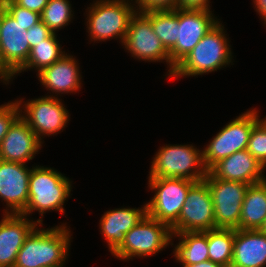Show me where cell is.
Segmentation results:
<instances>
[{"instance_id":"9","label":"cell","mask_w":266,"mask_h":267,"mask_svg":"<svg viewBox=\"0 0 266 267\" xmlns=\"http://www.w3.org/2000/svg\"><path fill=\"white\" fill-rule=\"evenodd\" d=\"M16 101L20 108V117L42 143H44L42 141L44 137L63 132L66 124L69 123V111L58 97L45 95L26 102L22 98Z\"/></svg>"},{"instance_id":"22","label":"cell","mask_w":266,"mask_h":267,"mask_svg":"<svg viewBox=\"0 0 266 267\" xmlns=\"http://www.w3.org/2000/svg\"><path fill=\"white\" fill-rule=\"evenodd\" d=\"M266 219V180L252 184L242 203L239 229H261Z\"/></svg>"},{"instance_id":"36","label":"cell","mask_w":266,"mask_h":267,"mask_svg":"<svg viewBox=\"0 0 266 267\" xmlns=\"http://www.w3.org/2000/svg\"><path fill=\"white\" fill-rule=\"evenodd\" d=\"M181 267H222V266L212 262L211 260H206L197 264L181 266Z\"/></svg>"},{"instance_id":"29","label":"cell","mask_w":266,"mask_h":267,"mask_svg":"<svg viewBox=\"0 0 266 267\" xmlns=\"http://www.w3.org/2000/svg\"><path fill=\"white\" fill-rule=\"evenodd\" d=\"M6 11L22 26L25 30L41 21L40 14L15 4L12 0H5Z\"/></svg>"},{"instance_id":"10","label":"cell","mask_w":266,"mask_h":267,"mask_svg":"<svg viewBox=\"0 0 266 267\" xmlns=\"http://www.w3.org/2000/svg\"><path fill=\"white\" fill-rule=\"evenodd\" d=\"M211 10L177 9V42L169 51L171 76L175 67L220 21Z\"/></svg>"},{"instance_id":"35","label":"cell","mask_w":266,"mask_h":267,"mask_svg":"<svg viewBox=\"0 0 266 267\" xmlns=\"http://www.w3.org/2000/svg\"><path fill=\"white\" fill-rule=\"evenodd\" d=\"M254 9L259 14L260 19H262L263 23L266 25V0H253Z\"/></svg>"},{"instance_id":"11","label":"cell","mask_w":266,"mask_h":267,"mask_svg":"<svg viewBox=\"0 0 266 267\" xmlns=\"http://www.w3.org/2000/svg\"><path fill=\"white\" fill-rule=\"evenodd\" d=\"M211 192L215 229H239L240 213L249 184L215 178L209 171L203 179Z\"/></svg>"},{"instance_id":"18","label":"cell","mask_w":266,"mask_h":267,"mask_svg":"<svg viewBox=\"0 0 266 267\" xmlns=\"http://www.w3.org/2000/svg\"><path fill=\"white\" fill-rule=\"evenodd\" d=\"M264 170L266 168L244 149L219 161L209 172L217 179L252 185L266 180Z\"/></svg>"},{"instance_id":"24","label":"cell","mask_w":266,"mask_h":267,"mask_svg":"<svg viewBox=\"0 0 266 267\" xmlns=\"http://www.w3.org/2000/svg\"><path fill=\"white\" fill-rule=\"evenodd\" d=\"M59 40L57 39L56 33H52L47 39L43 40L31 49L30 55L26 63L5 83L9 85L10 80L22 71L36 69L37 73L43 68L52 65L58 61L64 54L65 51L61 50Z\"/></svg>"},{"instance_id":"26","label":"cell","mask_w":266,"mask_h":267,"mask_svg":"<svg viewBox=\"0 0 266 267\" xmlns=\"http://www.w3.org/2000/svg\"><path fill=\"white\" fill-rule=\"evenodd\" d=\"M142 13L151 21L154 33L169 52L177 42V8Z\"/></svg>"},{"instance_id":"12","label":"cell","mask_w":266,"mask_h":267,"mask_svg":"<svg viewBox=\"0 0 266 267\" xmlns=\"http://www.w3.org/2000/svg\"><path fill=\"white\" fill-rule=\"evenodd\" d=\"M170 228L172 234L215 229L212 196L204 180L189 189L178 220Z\"/></svg>"},{"instance_id":"13","label":"cell","mask_w":266,"mask_h":267,"mask_svg":"<svg viewBox=\"0 0 266 267\" xmlns=\"http://www.w3.org/2000/svg\"><path fill=\"white\" fill-rule=\"evenodd\" d=\"M134 59L148 62H166L167 77L171 78V61L169 52L154 33L151 21L141 12L136 11L130 18L128 30L122 43Z\"/></svg>"},{"instance_id":"1","label":"cell","mask_w":266,"mask_h":267,"mask_svg":"<svg viewBox=\"0 0 266 267\" xmlns=\"http://www.w3.org/2000/svg\"><path fill=\"white\" fill-rule=\"evenodd\" d=\"M71 236L66 223L50 229L36 227L25 239L13 267H63Z\"/></svg>"},{"instance_id":"8","label":"cell","mask_w":266,"mask_h":267,"mask_svg":"<svg viewBox=\"0 0 266 267\" xmlns=\"http://www.w3.org/2000/svg\"><path fill=\"white\" fill-rule=\"evenodd\" d=\"M154 197L146 203L147 215L171 227L181 213L189 189L196 183L181 178H148Z\"/></svg>"},{"instance_id":"20","label":"cell","mask_w":266,"mask_h":267,"mask_svg":"<svg viewBox=\"0 0 266 267\" xmlns=\"http://www.w3.org/2000/svg\"><path fill=\"white\" fill-rule=\"evenodd\" d=\"M147 215L146 203L141 208H115L106 211L100 219V232L112 254L128 233Z\"/></svg>"},{"instance_id":"31","label":"cell","mask_w":266,"mask_h":267,"mask_svg":"<svg viewBox=\"0 0 266 267\" xmlns=\"http://www.w3.org/2000/svg\"><path fill=\"white\" fill-rule=\"evenodd\" d=\"M178 0H137L138 12L173 10L177 8Z\"/></svg>"},{"instance_id":"21","label":"cell","mask_w":266,"mask_h":267,"mask_svg":"<svg viewBox=\"0 0 266 267\" xmlns=\"http://www.w3.org/2000/svg\"><path fill=\"white\" fill-rule=\"evenodd\" d=\"M230 267H266V234L260 229H234Z\"/></svg>"},{"instance_id":"38","label":"cell","mask_w":266,"mask_h":267,"mask_svg":"<svg viewBox=\"0 0 266 267\" xmlns=\"http://www.w3.org/2000/svg\"><path fill=\"white\" fill-rule=\"evenodd\" d=\"M260 230L266 234V219Z\"/></svg>"},{"instance_id":"15","label":"cell","mask_w":266,"mask_h":267,"mask_svg":"<svg viewBox=\"0 0 266 267\" xmlns=\"http://www.w3.org/2000/svg\"><path fill=\"white\" fill-rule=\"evenodd\" d=\"M31 168L24 163L0 159V199L6 203L4 214H21L28 203Z\"/></svg>"},{"instance_id":"30","label":"cell","mask_w":266,"mask_h":267,"mask_svg":"<svg viewBox=\"0 0 266 267\" xmlns=\"http://www.w3.org/2000/svg\"><path fill=\"white\" fill-rule=\"evenodd\" d=\"M19 116L20 108L16 99L13 102L10 101V103L0 105V144L9 127Z\"/></svg>"},{"instance_id":"16","label":"cell","mask_w":266,"mask_h":267,"mask_svg":"<svg viewBox=\"0 0 266 267\" xmlns=\"http://www.w3.org/2000/svg\"><path fill=\"white\" fill-rule=\"evenodd\" d=\"M42 144L29 125L19 116L2 139L0 159L26 164L38 154Z\"/></svg>"},{"instance_id":"28","label":"cell","mask_w":266,"mask_h":267,"mask_svg":"<svg viewBox=\"0 0 266 267\" xmlns=\"http://www.w3.org/2000/svg\"><path fill=\"white\" fill-rule=\"evenodd\" d=\"M251 130L247 151L266 168V117Z\"/></svg>"},{"instance_id":"4","label":"cell","mask_w":266,"mask_h":267,"mask_svg":"<svg viewBox=\"0 0 266 267\" xmlns=\"http://www.w3.org/2000/svg\"><path fill=\"white\" fill-rule=\"evenodd\" d=\"M133 0H96L87 7L86 30L90 40L105 41L119 39L123 43L130 18L137 11ZM133 3V4H132ZM135 3V4H134ZM88 12V13H87Z\"/></svg>"},{"instance_id":"3","label":"cell","mask_w":266,"mask_h":267,"mask_svg":"<svg viewBox=\"0 0 266 267\" xmlns=\"http://www.w3.org/2000/svg\"><path fill=\"white\" fill-rule=\"evenodd\" d=\"M224 30L221 22L212 28L175 67L171 79L203 75L232 64L231 44Z\"/></svg>"},{"instance_id":"37","label":"cell","mask_w":266,"mask_h":267,"mask_svg":"<svg viewBox=\"0 0 266 267\" xmlns=\"http://www.w3.org/2000/svg\"><path fill=\"white\" fill-rule=\"evenodd\" d=\"M5 12H6L5 0H0V26Z\"/></svg>"},{"instance_id":"34","label":"cell","mask_w":266,"mask_h":267,"mask_svg":"<svg viewBox=\"0 0 266 267\" xmlns=\"http://www.w3.org/2000/svg\"><path fill=\"white\" fill-rule=\"evenodd\" d=\"M12 1L20 7L41 14L44 7L48 4L49 0H12Z\"/></svg>"},{"instance_id":"33","label":"cell","mask_w":266,"mask_h":267,"mask_svg":"<svg viewBox=\"0 0 266 267\" xmlns=\"http://www.w3.org/2000/svg\"><path fill=\"white\" fill-rule=\"evenodd\" d=\"M177 9L210 10V0H178Z\"/></svg>"},{"instance_id":"19","label":"cell","mask_w":266,"mask_h":267,"mask_svg":"<svg viewBox=\"0 0 266 267\" xmlns=\"http://www.w3.org/2000/svg\"><path fill=\"white\" fill-rule=\"evenodd\" d=\"M73 55L64 54L58 61L52 65L43 68L37 73L40 83L46 91H51L49 97H58L60 94H68L80 91L81 79L80 66Z\"/></svg>"},{"instance_id":"17","label":"cell","mask_w":266,"mask_h":267,"mask_svg":"<svg viewBox=\"0 0 266 267\" xmlns=\"http://www.w3.org/2000/svg\"><path fill=\"white\" fill-rule=\"evenodd\" d=\"M40 225L22 214H4L0 221V267H13L25 239Z\"/></svg>"},{"instance_id":"7","label":"cell","mask_w":266,"mask_h":267,"mask_svg":"<svg viewBox=\"0 0 266 267\" xmlns=\"http://www.w3.org/2000/svg\"><path fill=\"white\" fill-rule=\"evenodd\" d=\"M258 112L256 108L247 110L213 136L203 149V161L208 171L233 153L247 149L251 130L260 120Z\"/></svg>"},{"instance_id":"5","label":"cell","mask_w":266,"mask_h":267,"mask_svg":"<svg viewBox=\"0 0 266 267\" xmlns=\"http://www.w3.org/2000/svg\"><path fill=\"white\" fill-rule=\"evenodd\" d=\"M207 173L203 150L192 144H166L153 157L148 178H181L199 182Z\"/></svg>"},{"instance_id":"23","label":"cell","mask_w":266,"mask_h":267,"mask_svg":"<svg viewBox=\"0 0 266 267\" xmlns=\"http://www.w3.org/2000/svg\"><path fill=\"white\" fill-rule=\"evenodd\" d=\"M174 237L180 240L174 247V257L182 266L209 260L207 231L172 234L173 239Z\"/></svg>"},{"instance_id":"6","label":"cell","mask_w":266,"mask_h":267,"mask_svg":"<svg viewBox=\"0 0 266 267\" xmlns=\"http://www.w3.org/2000/svg\"><path fill=\"white\" fill-rule=\"evenodd\" d=\"M172 241L171 228L146 215L126 233L125 240L111 255L124 261L133 257H151L169 245H174Z\"/></svg>"},{"instance_id":"2","label":"cell","mask_w":266,"mask_h":267,"mask_svg":"<svg viewBox=\"0 0 266 267\" xmlns=\"http://www.w3.org/2000/svg\"><path fill=\"white\" fill-rule=\"evenodd\" d=\"M60 171L45 167L33 166L29 176V195L25 210L21 213L24 216L38 211L40 218L36 221L43 226V214L48 211H59L64 213V203L72 191V181Z\"/></svg>"},{"instance_id":"25","label":"cell","mask_w":266,"mask_h":267,"mask_svg":"<svg viewBox=\"0 0 266 267\" xmlns=\"http://www.w3.org/2000/svg\"><path fill=\"white\" fill-rule=\"evenodd\" d=\"M209 260L230 267L233 258L234 229L216 228L207 231Z\"/></svg>"},{"instance_id":"27","label":"cell","mask_w":266,"mask_h":267,"mask_svg":"<svg viewBox=\"0 0 266 267\" xmlns=\"http://www.w3.org/2000/svg\"><path fill=\"white\" fill-rule=\"evenodd\" d=\"M69 0H49L40 14L41 21L53 32L63 29L73 20Z\"/></svg>"},{"instance_id":"14","label":"cell","mask_w":266,"mask_h":267,"mask_svg":"<svg viewBox=\"0 0 266 267\" xmlns=\"http://www.w3.org/2000/svg\"><path fill=\"white\" fill-rule=\"evenodd\" d=\"M24 29L7 11L0 26V81L6 83L28 60L31 48Z\"/></svg>"},{"instance_id":"32","label":"cell","mask_w":266,"mask_h":267,"mask_svg":"<svg viewBox=\"0 0 266 267\" xmlns=\"http://www.w3.org/2000/svg\"><path fill=\"white\" fill-rule=\"evenodd\" d=\"M53 32L42 22H38L27 30L30 48L47 39Z\"/></svg>"}]
</instances>
